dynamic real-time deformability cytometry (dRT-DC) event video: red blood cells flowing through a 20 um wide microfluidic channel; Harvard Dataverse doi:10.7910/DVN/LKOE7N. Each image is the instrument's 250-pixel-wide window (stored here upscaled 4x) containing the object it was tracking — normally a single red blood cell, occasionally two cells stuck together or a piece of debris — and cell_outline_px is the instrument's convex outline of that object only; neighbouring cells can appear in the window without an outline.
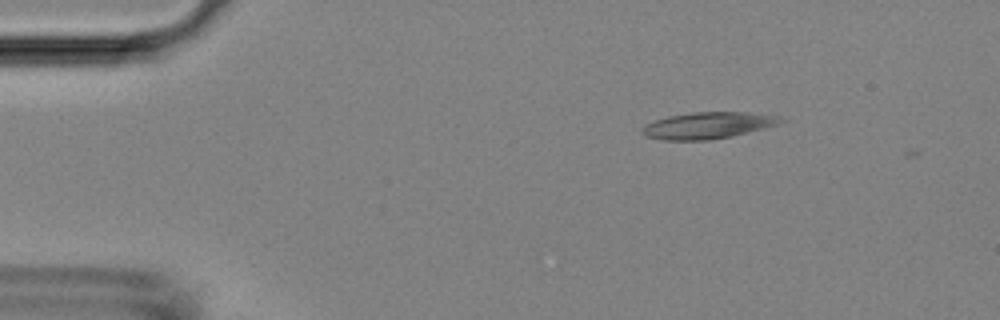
{"species": "Egyptian fruit bat (a non-hibernating species)", "species_latin": "Rousettus aegyptiacus", "temperature_condition": "room temperature", "stored_images_in_passage": 3, "camera_frame_rate_fps": 3000, "um_per_image_px": 0.085, "animal": {"sex": "female"}, "frame": {"image": 1, "passage_image": 1, "time_ms": 0.0, "image_size_px": [1000, 320], "cell_outline_px": [[788, 120], [780, 124], [732, 136], [708, 140], [664, 140], [644, 136], [640, 132], [640, 128], [644, 124], [668, 116], [692, 112], [748, 112], [780, 116]], "centroid_in_image_um": [60.17, 10.66], "position_along_channel_um": 24.8, "area_um2": 21.68}}